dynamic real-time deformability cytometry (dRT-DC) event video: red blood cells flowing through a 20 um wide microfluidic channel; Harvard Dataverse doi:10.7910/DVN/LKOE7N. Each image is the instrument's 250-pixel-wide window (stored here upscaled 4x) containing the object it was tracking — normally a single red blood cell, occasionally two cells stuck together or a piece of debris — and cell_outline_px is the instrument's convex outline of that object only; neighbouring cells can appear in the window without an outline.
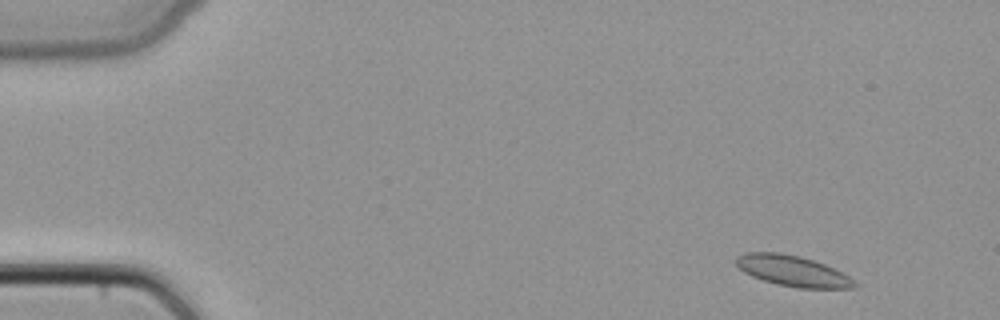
{"species": "common noctule bat (a hibernating species)", "species_latin": "Nyctalus noctula", "temperature_condition": "cold", "stored_images_in_passage": 48, "camera_frame_rate_fps": 3000, "um_per_image_px": 0.085, "animal": {"sex": "female", "body_mass_g": 22.7, "forearm_length_mm": 54.2}, "frame": {"image": 1, "passage_image": 4, "time_ms": 1.0, "image_size_px": [1000, 320], "cell_outline_px": [[860, 284], [856, 288], [800, 288], [776, 284], [752, 276], [744, 272], [736, 264], [736, 256], [744, 252], [780, 252], [800, 256], [824, 264], [856, 280]], "centroid_in_image_um": [67.39, 23.03], "position_along_channel_um": 17.6, "area_um2": 21.21}}
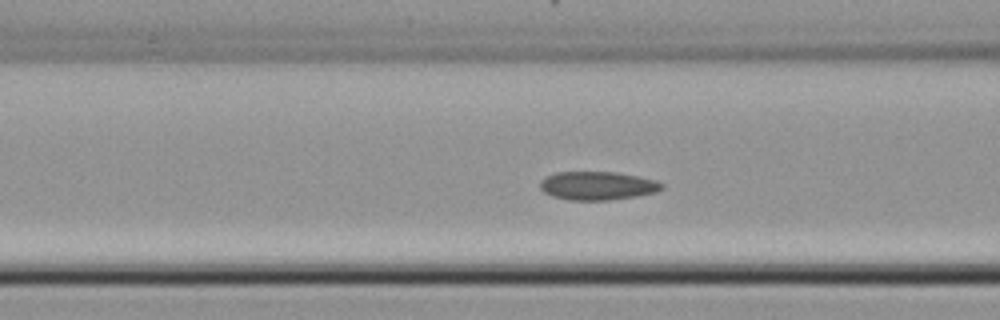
{"frame": {"image": 2, "passage_image": 19, "time_ms": 6.0, "image_size_px": [1000, 320], "cell_outline_px": [[664, 188], [656, 192], [636, 196], [608, 200], [568, 200], [552, 196], [544, 192], [540, 188], [540, 180], [556, 172], [616, 172], [656, 180], [664, 184]], "centroid_in_image_um": [50.79, 15.79], "position_along_channel_um": 115.8, "area_um2": 20.17}}
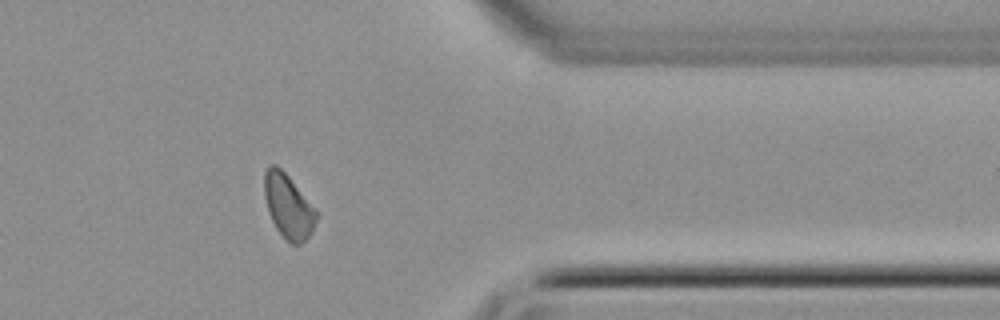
{"frame": {"image": 3, "passage_image": 39, "time_ms": 12.667, "image_size_px": [1000, 320], "cell_outline_px": [[320, 212], [312, 232], [300, 244], [292, 244], [276, 228], [268, 212], [264, 196], [264, 172], [268, 164], [276, 164], [288, 176]], "centroid_in_image_um": [24.52, 17.5], "position_along_channel_um": 386.9, "area_um2": 19.54}}